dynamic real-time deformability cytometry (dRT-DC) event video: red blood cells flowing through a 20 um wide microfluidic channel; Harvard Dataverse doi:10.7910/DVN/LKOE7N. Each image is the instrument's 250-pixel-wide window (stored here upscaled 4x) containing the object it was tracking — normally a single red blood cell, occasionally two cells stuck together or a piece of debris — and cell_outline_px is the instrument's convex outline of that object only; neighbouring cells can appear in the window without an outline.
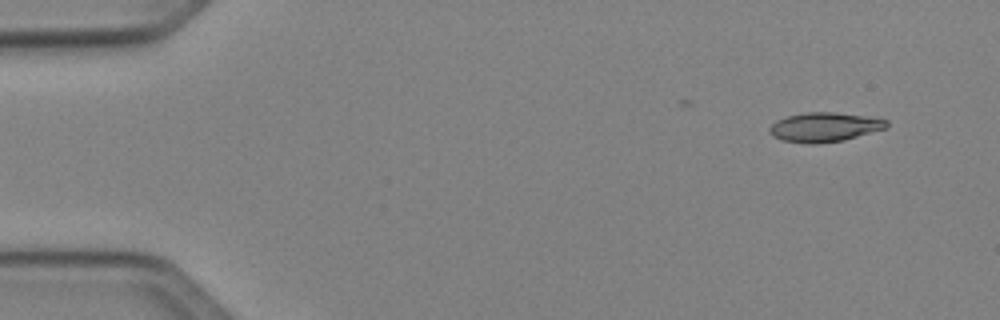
{"species": "Egyptian fruit bat (a non-hibernating species)", "species_latin": "Rousettus aegyptiacus", "temperature_condition": "cold", "stored_images_in_passage": 39, "camera_frame_rate_fps": 3000, "um_per_image_px": 0.085, "animal": {"sex": "female"}, "frame": {"image": 1, "passage_image": 1, "time_ms": 0.0, "image_size_px": [1000, 320], "cell_outline_px": [[888, 128], [844, 140], [816, 144], [812, 144], [784, 140], [772, 136], [768, 132], [768, 128], [776, 120], [788, 116], [804, 112], [832, 112], [864, 116], [888, 120]], "centroid_in_image_um": [70.07, 10.8], "position_along_channel_um": 14.9, "area_um2": 20.0}}
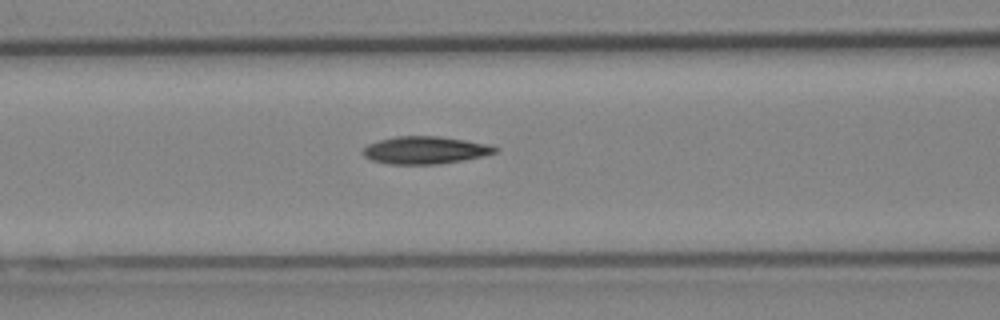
{"frame": {"image": 2, "passage_image": 18, "time_ms": 5.667, "image_size_px": [1000, 320], "cell_outline_px": [[500, 148], [496, 152], [484, 156], [464, 160], [440, 164], [388, 164], [372, 160], [364, 156], [364, 148], [368, 144], [380, 140], [396, 136], [440, 136], [488, 144]], "centroid_in_image_um": [36.17, 12.76], "position_along_channel_um": 130.4, "area_um2": 21.15}}
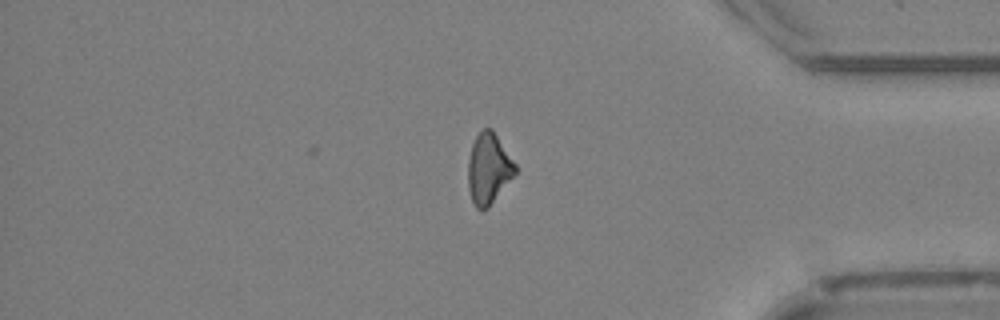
{"frame": {"image": 3, "passage_image": 39, "time_ms": 12.667, "image_size_px": [1000, 320], "cell_outline_px": [[516, 172], [488, 208], [480, 212], [476, 208], [472, 200], [468, 188], [468, 160], [472, 144], [476, 136], [484, 128], [492, 128], [516, 164]], "centroid_in_image_um": [41.52, 14.34], "position_along_channel_um": 393.7, "area_um2": 19.36}, "authors_computed_cell_mechanics": {"area_um2": 20.1722, "velocity_mm_per_s": 4.0995, "shape_relaxation_time_tau1_ms": 6.7414, "shape_relaxation_time_tau2_ms": 10.7433, "deformation_change_tau1": 0.1547, "deformation_change_tau2": 0.2148}}